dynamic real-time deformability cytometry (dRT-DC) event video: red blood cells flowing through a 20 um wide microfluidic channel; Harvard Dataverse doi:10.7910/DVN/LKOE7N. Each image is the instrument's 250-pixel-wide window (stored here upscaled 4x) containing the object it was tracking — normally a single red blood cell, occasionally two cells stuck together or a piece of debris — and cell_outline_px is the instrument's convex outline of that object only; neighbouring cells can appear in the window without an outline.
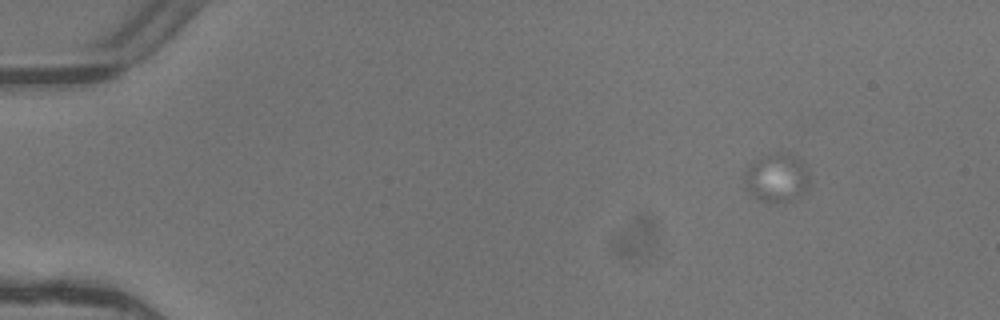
{"species": "common noctule bat (a hibernating species)", "species_latin": "Nyctalus noctula", "temperature_condition": "warm", "stored_images_in_passage": 6, "camera_frame_rate_fps": 3000, "um_per_image_px": 0.085, "animal": {"sex": "female"}, "frame": {"image": 1, "passage_image": 1, "time_ms": 0.0, "image_size_px": [1000, 320], "cell_outline_px": [[808, 188], [800, 196], [784, 204], [776, 204], [756, 200], [744, 188], [744, 172], [752, 160], [776, 152], [788, 152], [796, 156], [804, 164], [808, 176]], "centroid_in_image_um": [65.98, 15.15], "position_along_channel_um": 19.0, "area_um2": 19.13}}
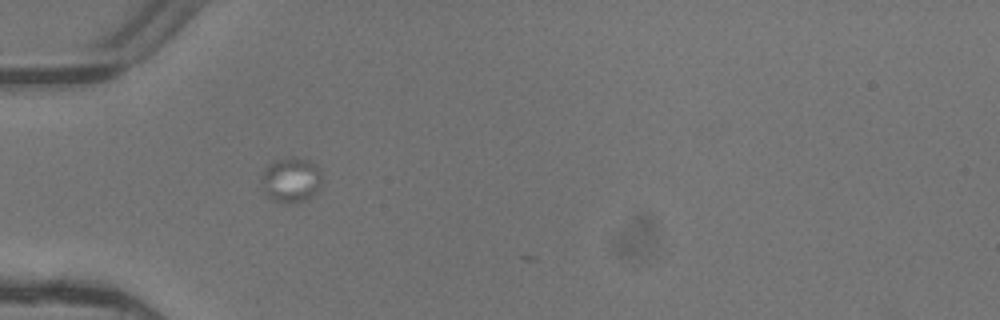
{"frame": {"image": 2, "passage_image": 5, "time_ms": 1.333, "image_size_px": [1000, 320], "cell_outline_px": [[320, 184], [312, 196], [308, 200], [292, 204], [276, 200], [268, 196], [264, 188], [264, 168], [272, 160], [288, 156], [296, 156], [308, 160], [316, 164], [320, 168]], "centroid_in_image_um": [24.77, 15.25], "position_along_channel_um": 60.2, "area_um2": 15.78}}